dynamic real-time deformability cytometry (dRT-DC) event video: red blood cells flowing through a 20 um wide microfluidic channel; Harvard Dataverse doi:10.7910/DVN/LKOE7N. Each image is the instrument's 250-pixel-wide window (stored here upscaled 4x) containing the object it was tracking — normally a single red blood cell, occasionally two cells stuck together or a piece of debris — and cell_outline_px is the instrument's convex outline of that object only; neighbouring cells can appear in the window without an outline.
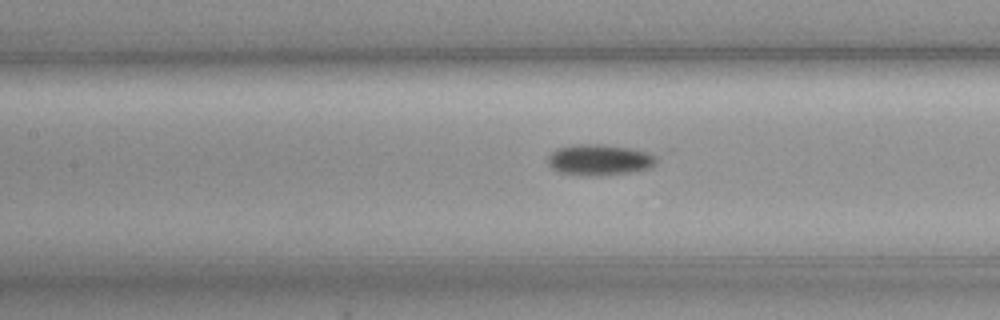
{"species": "common noctule bat (a hibernating species)", "species_latin": "Nyctalus noctula", "temperature_condition": "cold", "stored_images_in_passage": 38, "camera_frame_rate_fps": 3000, "um_per_image_px": 0.085, "animal": {"sex": "female", "body_mass_g": 19.3, "forearm_length_mm": 54.1}, "frame": {"image": 1, "passage_image": 10, "time_ms": 3.0, "image_size_px": [1000, 320], "cell_outline_px": [[672, 148], [656, 164], [648, 168], [628, 172], [600, 176], [580, 176], [560, 172], [552, 168], [548, 164], [548, 156], [552, 152], [560, 148], [580, 144], [604, 144]], "centroid_in_image_um": [51.37, 13.52], "position_along_channel_um": 156.0, "area_um2": 21.68}}
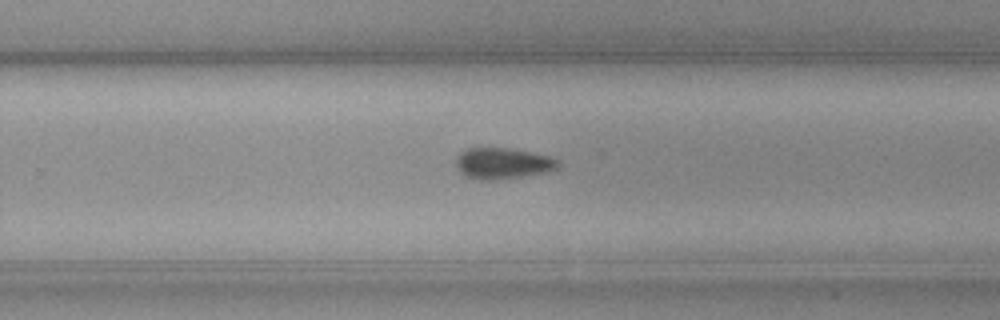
{"frame": {"image": 2, "passage_image": 21, "time_ms": 6.667, "image_size_px": [1000, 320], "cell_outline_px": [[560, 164], [556, 168], [544, 172], [496, 180], [480, 180], [464, 176], [456, 168], [456, 156], [460, 152], [468, 148], [508, 148], [552, 156]], "centroid_in_image_um": [42.67, 13.88], "position_along_channel_um": 287.1, "area_um2": 18.44}}
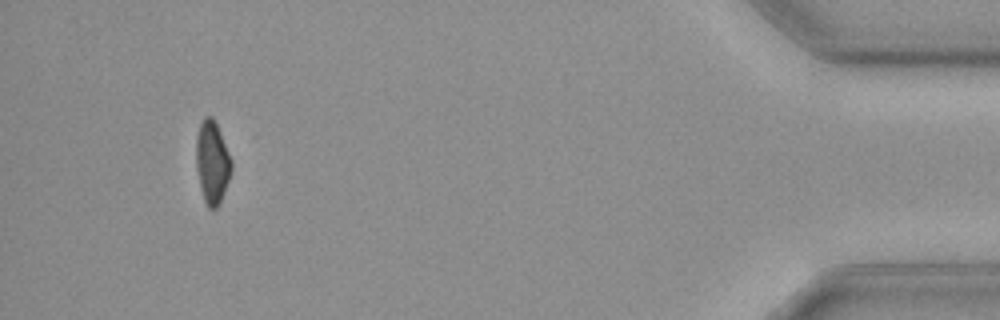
{"frame": {"image": 3, "passage_image": 38, "time_ms": 12.333, "image_size_px": [1000, 320], "cell_outline_px": [[232, 172], [220, 200], [216, 208], [208, 208], [204, 200], [200, 188], [196, 168], [196, 136], [200, 124], [204, 116], [212, 116], [220, 132], [232, 160]], "centroid_in_image_um": [18.02, 13.78], "position_along_channel_um": 417.2, "area_um2": 16.94}}